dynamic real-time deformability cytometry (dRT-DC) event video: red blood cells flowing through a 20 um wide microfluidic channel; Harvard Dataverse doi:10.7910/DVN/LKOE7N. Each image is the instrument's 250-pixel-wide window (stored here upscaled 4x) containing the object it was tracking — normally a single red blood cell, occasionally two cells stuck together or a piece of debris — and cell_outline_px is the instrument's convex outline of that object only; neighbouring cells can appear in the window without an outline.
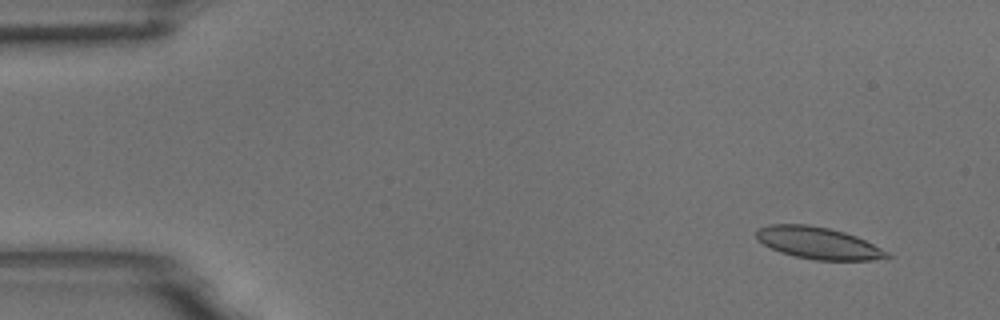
{"species": "common noctule bat (a hibernating species)", "species_latin": "Nyctalus noctula", "temperature_condition": "room temperature", "stored_images_in_passage": 7, "camera_frame_rate_fps": 3000, "um_per_image_px": 0.085, "animal": {"sex": "male", "body_mass_g": 18.8}, "frame": {"image": 1, "passage_image": 2, "time_ms": 0.333, "image_size_px": [1000, 320], "cell_outline_px": [[892, 256], [888, 260], [816, 260], [796, 256], [780, 252], [756, 240], [756, 228], [768, 224], [808, 224], [828, 228], [844, 232], [856, 236], [888, 252]], "centroid_in_image_um": [69.55, 20.66], "position_along_channel_um": 15.5, "area_um2": 24.39}}
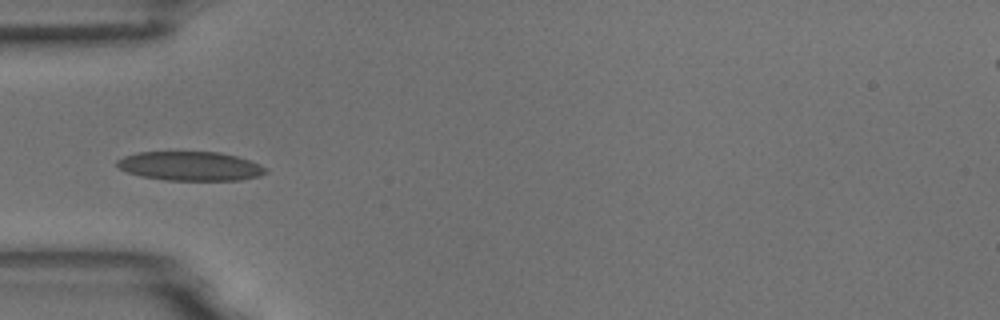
{"frame": {"image": 2, "passage_image": 6, "time_ms": 1.667, "image_size_px": [1000, 320], "cell_outline_px": [[268, 172], [260, 176], [240, 180], [164, 180], [140, 176], [128, 172], [120, 168], [116, 164], [116, 160], [124, 156], [136, 152], [220, 152], [236, 156], [260, 164], [268, 168]], "centroid_in_image_um": [16.19, 14.12], "position_along_channel_um": 68.8, "area_um2": 25.32}}